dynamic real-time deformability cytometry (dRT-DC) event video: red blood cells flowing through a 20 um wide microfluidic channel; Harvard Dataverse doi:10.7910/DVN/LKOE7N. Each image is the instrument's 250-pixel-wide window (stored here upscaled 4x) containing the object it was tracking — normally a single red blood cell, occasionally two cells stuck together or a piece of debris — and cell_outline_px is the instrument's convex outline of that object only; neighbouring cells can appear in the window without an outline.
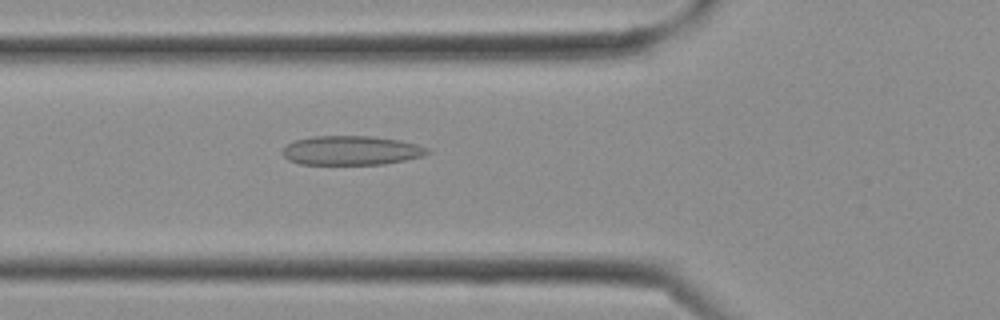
{"species": "Egyptian fruit bat (a non-hibernating species)", "species_latin": "Rousettus aegyptiacus", "temperature_condition": "cold", "stored_images_in_passage": 29, "camera_frame_rate_fps": 3000, "um_per_image_px": 0.085, "frame": {"image": 1, "passage_image": 10, "time_ms": 3.0, "image_size_px": [1000, 320], "cell_outline_px": [[432, 152], [424, 156], [384, 164], [300, 164], [288, 160], [280, 152], [288, 144], [296, 140], [316, 136], [368, 136], [400, 140], [416, 144], [428, 148]], "centroid_in_image_um": [29.87, 12.79], "position_along_channel_um": 95.9, "area_um2": 24.62}}
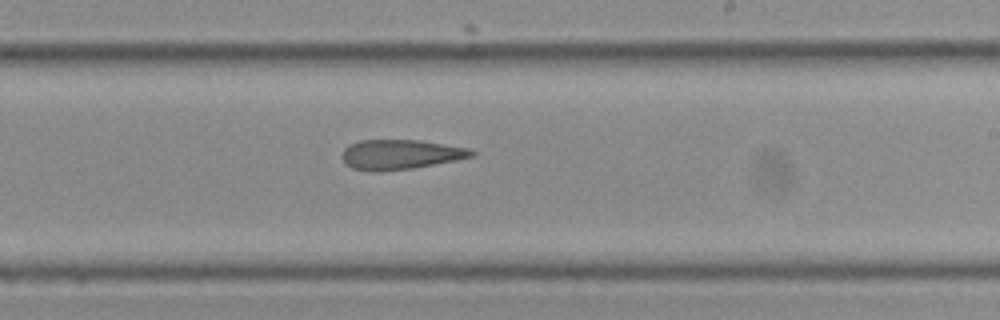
{"frame": {"image": 2, "passage_image": 17, "time_ms": 5.333, "image_size_px": [1000, 320], "cell_outline_px": [[476, 156], [456, 160], [412, 168], [380, 172], [372, 172], [352, 168], [344, 164], [344, 148], [360, 140], [420, 140], [468, 148], [476, 152]], "centroid_in_image_um": [34.05, 13.14], "position_along_channel_um": 254.9, "area_um2": 22.43}}
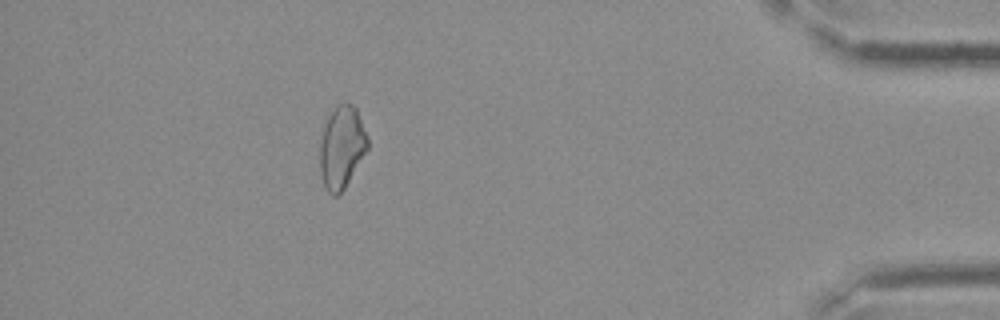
{"frame": {"image": 3, "passage_image": 26, "time_ms": 8.333, "image_size_px": [1000, 320], "cell_outline_px": [[368, 148], [344, 188], [336, 196], [332, 196], [328, 192], [324, 184], [320, 172], [320, 144], [324, 128], [328, 116], [344, 100], [348, 100], [356, 108], [368, 136]], "centroid_in_image_um": [29.05, 12.49], "position_along_channel_um": 406.1, "area_um2": 22.66}}